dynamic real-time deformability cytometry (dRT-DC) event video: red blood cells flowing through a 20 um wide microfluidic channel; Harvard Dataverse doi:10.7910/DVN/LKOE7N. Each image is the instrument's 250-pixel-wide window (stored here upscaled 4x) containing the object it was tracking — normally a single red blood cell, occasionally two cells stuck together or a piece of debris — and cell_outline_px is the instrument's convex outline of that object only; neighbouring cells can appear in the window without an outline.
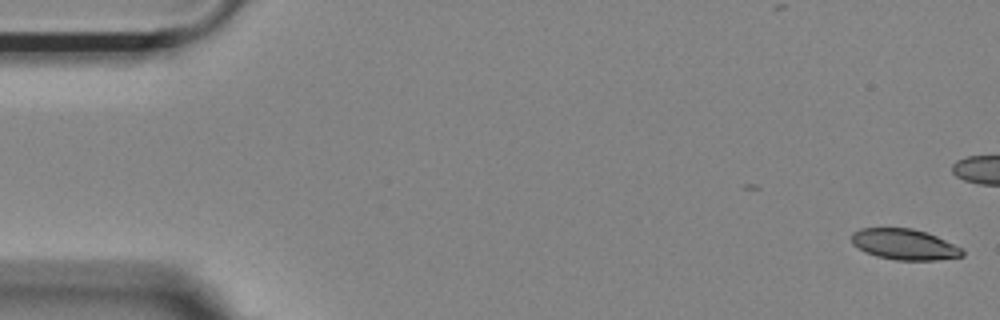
{"species": "Egyptian fruit bat (a non-hibernating species)", "species_latin": "Rousettus aegyptiacus", "temperature_condition": "room temperature", "stored_images_in_passage": 2, "camera_frame_rate_fps": 3000, "um_per_image_px": 0.085, "animal": {"sex": "female"}, "frame": {"image": 1, "passage_image": 2, "time_ms": 0.333, "image_size_px": [1000, 320], "cell_outline_px": [[964, 256], [936, 260], [896, 260], [876, 256], [852, 244], [852, 232], [860, 228], [912, 228], [936, 236], [960, 248], [964, 252]], "centroid_in_image_um": [76.86, 20.77], "position_along_channel_um": 8.1, "area_um2": 19.59}}